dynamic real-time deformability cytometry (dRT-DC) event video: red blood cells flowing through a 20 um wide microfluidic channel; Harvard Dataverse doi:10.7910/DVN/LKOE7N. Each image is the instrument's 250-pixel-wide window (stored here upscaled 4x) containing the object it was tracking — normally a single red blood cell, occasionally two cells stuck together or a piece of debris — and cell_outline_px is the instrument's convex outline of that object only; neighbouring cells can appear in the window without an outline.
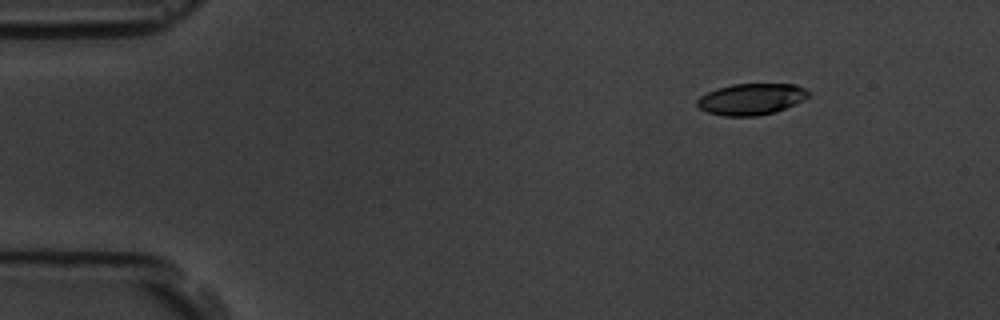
{"species": "common noctule bat (a hibernating species)", "species_latin": "Nyctalus noctula", "temperature_condition": "room temperature", "stored_images_in_passage": 4, "camera_frame_rate_fps": 3000, "um_per_image_px": 0.085, "animal": {"sex": "male", "body_mass_g": 19.5, "forearm_length_mm": 54.6}, "frame": {"image": 1, "passage_image": 1, "time_ms": 0.0, "image_size_px": [1000, 320], "cell_outline_px": [[808, 96], [804, 100], [784, 108], [772, 112], [756, 116], [724, 116], [708, 112], [700, 108], [696, 104], [696, 100], [700, 96], [716, 88], [732, 84], [796, 84], [804, 88], [808, 92]], "centroid_in_image_um": [63.82, 8.42], "position_along_channel_um": 21.2, "area_um2": 20.17}}
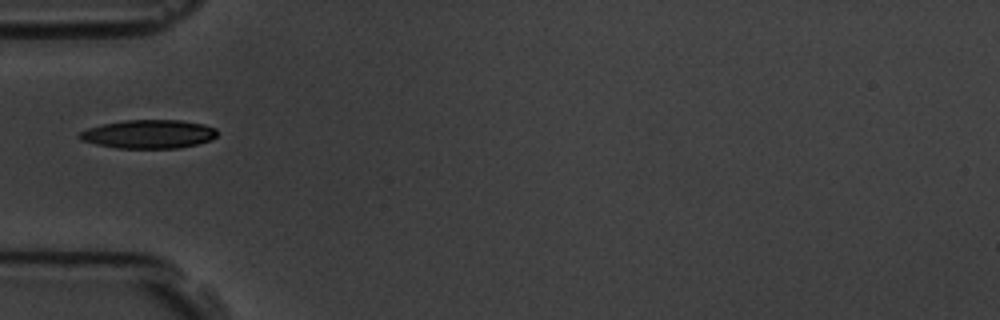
{"frame": {"image": 2, "passage_image": 4, "time_ms": 3.667, "image_size_px": [1000, 320], "cell_outline_px": [[216, 136], [212, 140], [180, 148], [116, 148], [96, 144], [80, 140], [76, 136], [80, 132], [88, 128], [104, 124], [124, 120], [180, 120], [204, 124], [216, 128]], "centroid_in_image_um": [12.63, 11.4], "position_along_channel_um": 72.4, "area_um2": 23.0}}